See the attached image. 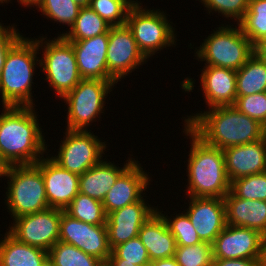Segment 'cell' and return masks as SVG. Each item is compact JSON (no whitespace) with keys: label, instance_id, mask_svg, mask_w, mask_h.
Masks as SVG:
<instances>
[{"label":"cell","instance_id":"1","mask_svg":"<svg viewBox=\"0 0 266 266\" xmlns=\"http://www.w3.org/2000/svg\"><path fill=\"white\" fill-rule=\"evenodd\" d=\"M2 107L0 154L9 166L36 164L48 151L36 108Z\"/></svg>","mask_w":266,"mask_h":266},{"label":"cell","instance_id":"2","mask_svg":"<svg viewBox=\"0 0 266 266\" xmlns=\"http://www.w3.org/2000/svg\"><path fill=\"white\" fill-rule=\"evenodd\" d=\"M187 117L184 125L205 143L221 150L255 142L266 133L263 125L233 106L212 107Z\"/></svg>","mask_w":266,"mask_h":266},{"label":"cell","instance_id":"3","mask_svg":"<svg viewBox=\"0 0 266 266\" xmlns=\"http://www.w3.org/2000/svg\"><path fill=\"white\" fill-rule=\"evenodd\" d=\"M183 133L190 140L187 160L186 195L191 197L222 198L230 191L223 150L205 143L187 125Z\"/></svg>","mask_w":266,"mask_h":266},{"label":"cell","instance_id":"4","mask_svg":"<svg viewBox=\"0 0 266 266\" xmlns=\"http://www.w3.org/2000/svg\"><path fill=\"white\" fill-rule=\"evenodd\" d=\"M39 51L37 38L24 36L10 48L0 75V97L3 106H36L31 91L36 64H40L37 56L41 54Z\"/></svg>","mask_w":266,"mask_h":266},{"label":"cell","instance_id":"5","mask_svg":"<svg viewBox=\"0 0 266 266\" xmlns=\"http://www.w3.org/2000/svg\"><path fill=\"white\" fill-rule=\"evenodd\" d=\"M227 25L225 23L213 30L195 48V57L204 61L205 66H217L233 70L240 69L254 53V45L243 34L239 24ZM197 50V51H196Z\"/></svg>","mask_w":266,"mask_h":266},{"label":"cell","instance_id":"6","mask_svg":"<svg viewBox=\"0 0 266 266\" xmlns=\"http://www.w3.org/2000/svg\"><path fill=\"white\" fill-rule=\"evenodd\" d=\"M6 178L5 205L12 219L49 208L43 176L34 164L10 166Z\"/></svg>","mask_w":266,"mask_h":266},{"label":"cell","instance_id":"7","mask_svg":"<svg viewBox=\"0 0 266 266\" xmlns=\"http://www.w3.org/2000/svg\"><path fill=\"white\" fill-rule=\"evenodd\" d=\"M39 38L37 47L44 50L39 66L45 73L44 79L49 83V87L51 86L57 97L62 99L82 80L73 46L63 36L54 37L53 40H47V37L43 36Z\"/></svg>","mask_w":266,"mask_h":266},{"label":"cell","instance_id":"8","mask_svg":"<svg viewBox=\"0 0 266 266\" xmlns=\"http://www.w3.org/2000/svg\"><path fill=\"white\" fill-rule=\"evenodd\" d=\"M137 2L129 9L126 24L130 28L139 50L149 59L158 51L176 44L175 27L160 9L143 8ZM171 24H170V23Z\"/></svg>","mask_w":266,"mask_h":266},{"label":"cell","instance_id":"9","mask_svg":"<svg viewBox=\"0 0 266 266\" xmlns=\"http://www.w3.org/2000/svg\"><path fill=\"white\" fill-rule=\"evenodd\" d=\"M117 82L100 79H82L79 84L67 93L62 99L68 106L67 126L68 130L87 131V127L100 120L104 113L105 99L114 90L112 87Z\"/></svg>","mask_w":266,"mask_h":266},{"label":"cell","instance_id":"10","mask_svg":"<svg viewBox=\"0 0 266 266\" xmlns=\"http://www.w3.org/2000/svg\"><path fill=\"white\" fill-rule=\"evenodd\" d=\"M65 130L58 155H51L50 158L62 168L80 176L103 159L107 143L102 142L91 130Z\"/></svg>","mask_w":266,"mask_h":266},{"label":"cell","instance_id":"11","mask_svg":"<svg viewBox=\"0 0 266 266\" xmlns=\"http://www.w3.org/2000/svg\"><path fill=\"white\" fill-rule=\"evenodd\" d=\"M62 210L48 208L14 218L8 233L21 243L49 251L59 241Z\"/></svg>","mask_w":266,"mask_h":266},{"label":"cell","instance_id":"12","mask_svg":"<svg viewBox=\"0 0 266 266\" xmlns=\"http://www.w3.org/2000/svg\"><path fill=\"white\" fill-rule=\"evenodd\" d=\"M59 241L97 257L105 264L112 253L106 225H93L72 218L64 210L60 219Z\"/></svg>","mask_w":266,"mask_h":266},{"label":"cell","instance_id":"13","mask_svg":"<svg viewBox=\"0 0 266 266\" xmlns=\"http://www.w3.org/2000/svg\"><path fill=\"white\" fill-rule=\"evenodd\" d=\"M147 60L127 24L110 27L107 67L108 74L117 84Z\"/></svg>","mask_w":266,"mask_h":266},{"label":"cell","instance_id":"14","mask_svg":"<svg viewBox=\"0 0 266 266\" xmlns=\"http://www.w3.org/2000/svg\"><path fill=\"white\" fill-rule=\"evenodd\" d=\"M263 238L254 229L226 224L212 243L213 259L258 260Z\"/></svg>","mask_w":266,"mask_h":266},{"label":"cell","instance_id":"15","mask_svg":"<svg viewBox=\"0 0 266 266\" xmlns=\"http://www.w3.org/2000/svg\"><path fill=\"white\" fill-rule=\"evenodd\" d=\"M143 197L107 214L106 229L110 248L138 237L142 225L157 211Z\"/></svg>","mask_w":266,"mask_h":266},{"label":"cell","instance_id":"16","mask_svg":"<svg viewBox=\"0 0 266 266\" xmlns=\"http://www.w3.org/2000/svg\"><path fill=\"white\" fill-rule=\"evenodd\" d=\"M34 164L43 176L49 208L65 210L79 193V175L54 162L50 156Z\"/></svg>","mask_w":266,"mask_h":266},{"label":"cell","instance_id":"17","mask_svg":"<svg viewBox=\"0 0 266 266\" xmlns=\"http://www.w3.org/2000/svg\"><path fill=\"white\" fill-rule=\"evenodd\" d=\"M185 212L203 242L212 244L226 226V206L222 198L188 196Z\"/></svg>","mask_w":266,"mask_h":266},{"label":"cell","instance_id":"18","mask_svg":"<svg viewBox=\"0 0 266 266\" xmlns=\"http://www.w3.org/2000/svg\"><path fill=\"white\" fill-rule=\"evenodd\" d=\"M148 176L141 164L134 160L118 177L102 201L106 214L114 212L146 197L145 191L150 185ZM144 191V193H143ZM143 195V196H142Z\"/></svg>","mask_w":266,"mask_h":266},{"label":"cell","instance_id":"19","mask_svg":"<svg viewBox=\"0 0 266 266\" xmlns=\"http://www.w3.org/2000/svg\"><path fill=\"white\" fill-rule=\"evenodd\" d=\"M76 56L78 72L82 79H100L116 82L107 67L109 31L92 38L69 41Z\"/></svg>","mask_w":266,"mask_h":266},{"label":"cell","instance_id":"20","mask_svg":"<svg viewBox=\"0 0 266 266\" xmlns=\"http://www.w3.org/2000/svg\"><path fill=\"white\" fill-rule=\"evenodd\" d=\"M223 153L230 183L266 171V135L255 142L227 147Z\"/></svg>","mask_w":266,"mask_h":266},{"label":"cell","instance_id":"21","mask_svg":"<svg viewBox=\"0 0 266 266\" xmlns=\"http://www.w3.org/2000/svg\"><path fill=\"white\" fill-rule=\"evenodd\" d=\"M200 75L202 97H205L208 109L234 105L237 97L236 70L204 66Z\"/></svg>","mask_w":266,"mask_h":266},{"label":"cell","instance_id":"22","mask_svg":"<svg viewBox=\"0 0 266 266\" xmlns=\"http://www.w3.org/2000/svg\"><path fill=\"white\" fill-rule=\"evenodd\" d=\"M224 201L226 224L254 229L266 236V201L238 198L231 191Z\"/></svg>","mask_w":266,"mask_h":266},{"label":"cell","instance_id":"23","mask_svg":"<svg viewBox=\"0 0 266 266\" xmlns=\"http://www.w3.org/2000/svg\"><path fill=\"white\" fill-rule=\"evenodd\" d=\"M138 238L147 249L151 261L175 255L176 240L158 211L142 225Z\"/></svg>","mask_w":266,"mask_h":266},{"label":"cell","instance_id":"24","mask_svg":"<svg viewBox=\"0 0 266 266\" xmlns=\"http://www.w3.org/2000/svg\"><path fill=\"white\" fill-rule=\"evenodd\" d=\"M101 160L79 176V193L103 201L119 175L135 160L129 157L123 167ZM118 166V167H117Z\"/></svg>","mask_w":266,"mask_h":266},{"label":"cell","instance_id":"25","mask_svg":"<svg viewBox=\"0 0 266 266\" xmlns=\"http://www.w3.org/2000/svg\"><path fill=\"white\" fill-rule=\"evenodd\" d=\"M48 252L16 240L7 231L0 239V266H44Z\"/></svg>","mask_w":266,"mask_h":266},{"label":"cell","instance_id":"26","mask_svg":"<svg viewBox=\"0 0 266 266\" xmlns=\"http://www.w3.org/2000/svg\"><path fill=\"white\" fill-rule=\"evenodd\" d=\"M237 97L266 92V64L253 53L236 71Z\"/></svg>","mask_w":266,"mask_h":266},{"label":"cell","instance_id":"27","mask_svg":"<svg viewBox=\"0 0 266 266\" xmlns=\"http://www.w3.org/2000/svg\"><path fill=\"white\" fill-rule=\"evenodd\" d=\"M110 27L89 6H83L79 10L75 23L68 29L69 31L62 32L59 36H63L67 41H79L107 33Z\"/></svg>","mask_w":266,"mask_h":266},{"label":"cell","instance_id":"28","mask_svg":"<svg viewBox=\"0 0 266 266\" xmlns=\"http://www.w3.org/2000/svg\"><path fill=\"white\" fill-rule=\"evenodd\" d=\"M48 261L52 266H105L97 257L61 241L48 251Z\"/></svg>","mask_w":266,"mask_h":266},{"label":"cell","instance_id":"29","mask_svg":"<svg viewBox=\"0 0 266 266\" xmlns=\"http://www.w3.org/2000/svg\"><path fill=\"white\" fill-rule=\"evenodd\" d=\"M64 211L72 218L85 223L106 224L107 214L102 202L82 193H78Z\"/></svg>","mask_w":266,"mask_h":266},{"label":"cell","instance_id":"30","mask_svg":"<svg viewBox=\"0 0 266 266\" xmlns=\"http://www.w3.org/2000/svg\"><path fill=\"white\" fill-rule=\"evenodd\" d=\"M253 45L266 38V0H249L248 9L238 23Z\"/></svg>","mask_w":266,"mask_h":266},{"label":"cell","instance_id":"31","mask_svg":"<svg viewBox=\"0 0 266 266\" xmlns=\"http://www.w3.org/2000/svg\"><path fill=\"white\" fill-rule=\"evenodd\" d=\"M136 2L137 0H90L88 6L112 27L126 24L128 11Z\"/></svg>","mask_w":266,"mask_h":266},{"label":"cell","instance_id":"32","mask_svg":"<svg viewBox=\"0 0 266 266\" xmlns=\"http://www.w3.org/2000/svg\"><path fill=\"white\" fill-rule=\"evenodd\" d=\"M82 6L74 0H43L38 11L54 22L72 27Z\"/></svg>","mask_w":266,"mask_h":266},{"label":"cell","instance_id":"33","mask_svg":"<svg viewBox=\"0 0 266 266\" xmlns=\"http://www.w3.org/2000/svg\"><path fill=\"white\" fill-rule=\"evenodd\" d=\"M157 211L164 218L169 231L172 233L176 240L177 246H193L202 242L188 215L184 213L185 210L182 211L183 213L179 212V214H177L176 212V215L172 218L168 217V214H163V211L159 210L158 207Z\"/></svg>","mask_w":266,"mask_h":266},{"label":"cell","instance_id":"34","mask_svg":"<svg viewBox=\"0 0 266 266\" xmlns=\"http://www.w3.org/2000/svg\"><path fill=\"white\" fill-rule=\"evenodd\" d=\"M230 191L238 198L266 201V171L233 180Z\"/></svg>","mask_w":266,"mask_h":266},{"label":"cell","instance_id":"35","mask_svg":"<svg viewBox=\"0 0 266 266\" xmlns=\"http://www.w3.org/2000/svg\"><path fill=\"white\" fill-rule=\"evenodd\" d=\"M174 257L179 266H211L212 244L202 241L193 246H177Z\"/></svg>","mask_w":266,"mask_h":266},{"label":"cell","instance_id":"36","mask_svg":"<svg viewBox=\"0 0 266 266\" xmlns=\"http://www.w3.org/2000/svg\"><path fill=\"white\" fill-rule=\"evenodd\" d=\"M109 259H123V263L135 266H143L150 261L147 249L138 237L115 246Z\"/></svg>","mask_w":266,"mask_h":266},{"label":"cell","instance_id":"37","mask_svg":"<svg viewBox=\"0 0 266 266\" xmlns=\"http://www.w3.org/2000/svg\"><path fill=\"white\" fill-rule=\"evenodd\" d=\"M233 107L266 128V92L236 97Z\"/></svg>","mask_w":266,"mask_h":266},{"label":"cell","instance_id":"38","mask_svg":"<svg viewBox=\"0 0 266 266\" xmlns=\"http://www.w3.org/2000/svg\"><path fill=\"white\" fill-rule=\"evenodd\" d=\"M206 11H215L221 13L227 19H234L237 24L243 19L247 9L249 0H200Z\"/></svg>","mask_w":266,"mask_h":266},{"label":"cell","instance_id":"39","mask_svg":"<svg viewBox=\"0 0 266 266\" xmlns=\"http://www.w3.org/2000/svg\"><path fill=\"white\" fill-rule=\"evenodd\" d=\"M0 22V75L4 67V62L10 48L22 37L13 24L3 26Z\"/></svg>","mask_w":266,"mask_h":266},{"label":"cell","instance_id":"40","mask_svg":"<svg viewBox=\"0 0 266 266\" xmlns=\"http://www.w3.org/2000/svg\"><path fill=\"white\" fill-rule=\"evenodd\" d=\"M211 266H258L255 259H213Z\"/></svg>","mask_w":266,"mask_h":266},{"label":"cell","instance_id":"41","mask_svg":"<svg viewBox=\"0 0 266 266\" xmlns=\"http://www.w3.org/2000/svg\"><path fill=\"white\" fill-rule=\"evenodd\" d=\"M254 53L266 64V40H261L254 45Z\"/></svg>","mask_w":266,"mask_h":266},{"label":"cell","instance_id":"42","mask_svg":"<svg viewBox=\"0 0 266 266\" xmlns=\"http://www.w3.org/2000/svg\"><path fill=\"white\" fill-rule=\"evenodd\" d=\"M258 266H266V236H264L261 244L258 258Z\"/></svg>","mask_w":266,"mask_h":266},{"label":"cell","instance_id":"43","mask_svg":"<svg viewBox=\"0 0 266 266\" xmlns=\"http://www.w3.org/2000/svg\"><path fill=\"white\" fill-rule=\"evenodd\" d=\"M154 262L156 263V266H179L175 257L155 260Z\"/></svg>","mask_w":266,"mask_h":266},{"label":"cell","instance_id":"44","mask_svg":"<svg viewBox=\"0 0 266 266\" xmlns=\"http://www.w3.org/2000/svg\"><path fill=\"white\" fill-rule=\"evenodd\" d=\"M19 4L26 7H36V9L40 6V4L43 2V0H17Z\"/></svg>","mask_w":266,"mask_h":266},{"label":"cell","instance_id":"45","mask_svg":"<svg viewBox=\"0 0 266 266\" xmlns=\"http://www.w3.org/2000/svg\"><path fill=\"white\" fill-rule=\"evenodd\" d=\"M9 164L3 159L2 155L0 154V177L3 178L7 176ZM3 176V177H2Z\"/></svg>","mask_w":266,"mask_h":266},{"label":"cell","instance_id":"46","mask_svg":"<svg viewBox=\"0 0 266 266\" xmlns=\"http://www.w3.org/2000/svg\"><path fill=\"white\" fill-rule=\"evenodd\" d=\"M106 266H135L134 264L123 263V259H109Z\"/></svg>","mask_w":266,"mask_h":266},{"label":"cell","instance_id":"47","mask_svg":"<svg viewBox=\"0 0 266 266\" xmlns=\"http://www.w3.org/2000/svg\"><path fill=\"white\" fill-rule=\"evenodd\" d=\"M76 3H78L80 6H88L90 0H74Z\"/></svg>","mask_w":266,"mask_h":266},{"label":"cell","instance_id":"48","mask_svg":"<svg viewBox=\"0 0 266 266\" xmlns=\"http://www.w3.org/2000/svg\"><path fill=\"white\" fill-rule=\"evenodd\" d=\"M143 266H156V263L154 261H148L145 265Z\"/></svg>","mask_w":266,"mask_h":266},{"label":"cell","instance_id":"49","mask_svg":"<svg viewBox=\"0 0 266 266\" xmlns=\"http://www.w3.org/2000/svg\"><path fill=\"white\" fill-rule=\"evenodd\" d=\"M9 1L11 0H0V3L3 4V3H8Z\"/></svg>","mask_w":266,"mask_h":266},{"label":"cell","instance_id":"50","mask_svg":"<svg viewBox=\"0 0 266 266\" xmlns=\"http://www.w3.org/2000/svg\"><path fill=\"white\" fill-rule=\"evenodd\" d=\"M44 266H52L49 261Z\"/></svg>","mask_w":266,"mask_h":266}]
</instances>
